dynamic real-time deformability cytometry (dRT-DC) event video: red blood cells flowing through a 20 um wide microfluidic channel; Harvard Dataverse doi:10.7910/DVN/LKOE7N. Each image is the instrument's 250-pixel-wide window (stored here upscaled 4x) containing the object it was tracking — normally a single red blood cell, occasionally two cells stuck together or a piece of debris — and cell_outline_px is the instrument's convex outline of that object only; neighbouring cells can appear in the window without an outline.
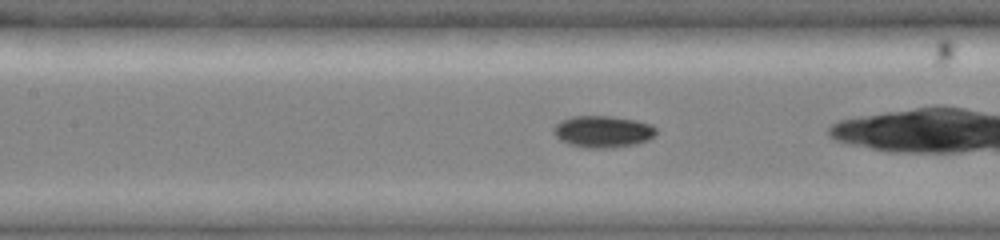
{"species": "common noctule bat (a hibernating species)", "species_latin": "Nyctalus noctula", "temperature_condition": "cold", "stored_images_in_passage": 18, "camera_frame_rate_fps": 3000, "um_per_image_px": 0.085, "animal": {"sex": "female", "body_mass_g": 19.0, "forearm_length_mm": 51.5}, "frame": {"image": 1, "passage_image": 11, "time_ms": 5.333, "image_size_px": [1000, 240], "cell_outline_px": [[656, 132], [648, 140], [636, 144], [612, 148], [584, 148], [568, 144], [560, 140], [552, 132], [552, 128], [556, 124], [572, 116], [612, 116], [636, 120], [652, 124], [656, 128]], "centroid_in_image_um": [51.23, 11.19], "position_along_channel_um": 156.2, "area_um2": 19.13}}
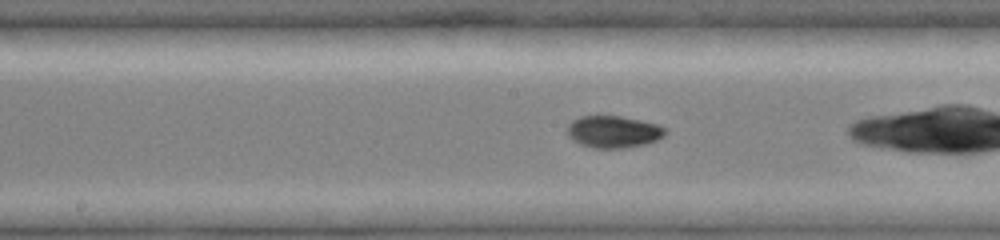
{"frame": {"image": 2, "passage_image": 13, "time_ms": 6.333, "image_size_px": [1000, 240], "cell_outline_px": [[668, 132], [664, 136], [656, 140], [644, 144], [624, 148], [596, 148], [580, 144], [572, 140], [568, 136], [568, 124], [572, 120], [580, 116], [620, 116], [660, 124], [668, 128]], "centroid_in_image_um": [52.18, 11.19], "position_along_channel_um": 196.0, "area_um2": 18.44}}